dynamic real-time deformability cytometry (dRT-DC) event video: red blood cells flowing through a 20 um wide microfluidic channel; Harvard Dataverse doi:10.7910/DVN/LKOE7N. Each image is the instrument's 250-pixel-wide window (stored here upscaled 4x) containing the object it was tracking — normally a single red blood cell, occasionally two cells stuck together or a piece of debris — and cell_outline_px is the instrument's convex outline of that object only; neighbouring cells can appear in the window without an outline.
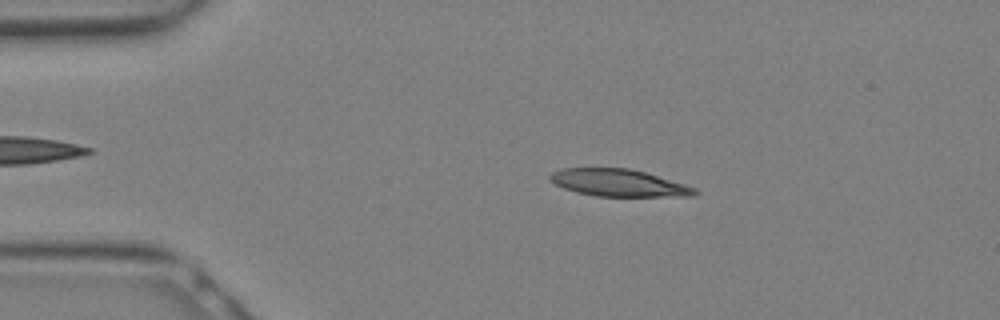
{"species": "Egyptian fruit bat (a non-hibernating species)", "species_latin": "Rousettus aegyptiacus", "temperature_condition": "warm", "stored_images_in_passage": 15, "camera_frame_rate_fps": 3000, "um_per_image_px": 0.085, "animal": {"sex": "female"}, "frame": {"image": 1, "passage_image": 5, "time_ms": 1.333, "image_size_px": [1000, 320], "cell_outline_px": [[700, 192], [696, 196], [596, 196], [576, 192], [564, 188], [556, 184], [548, 176], [552, 172], [560, 168], [628, 168], [644, 172], [684, 184], [696, 188]], "centroid_in_image_um": [52.59, 15.54], "position_along_channel_um": 32.4, "area_um2": 22.77}}
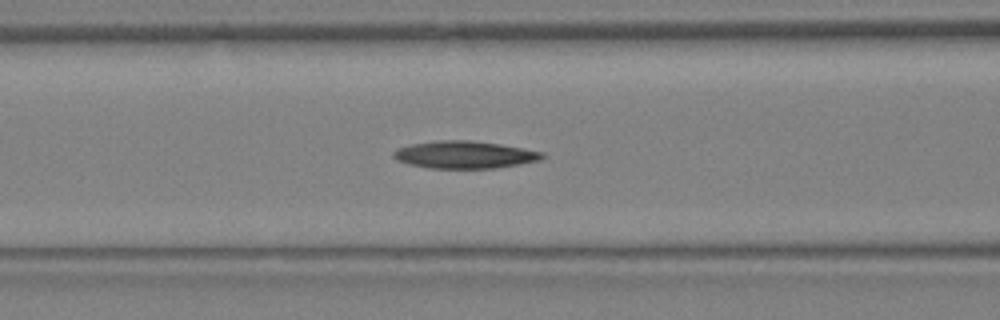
{"frame": {"image": 2, "passage_image": 11, "time_ms": 3.333, "image_size_px": [1000, 320], "cell_outline_px": [[544, 156], [540, 160], [496, 168], [428, 168], [396, 160], [392, 156], [392, 152], [396, 148], [412, 144], [440, 140], [468, 140], [500, 144], [544, 152]], "centroid_in_image_um": [39.47, 13.15], "position_along_channel_um": 127.1, "area_um2": 23.58}}
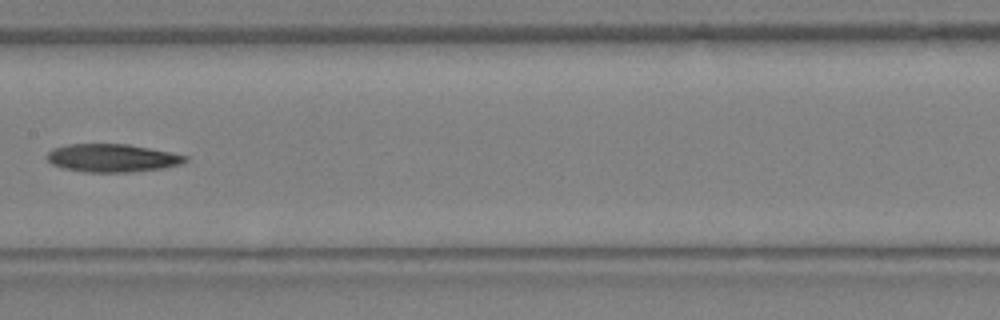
{"frame": {"image": 3, "passage_image": 14, "time_ms": 4.333, "image_size_px": [1000, 320], "cell_outline_px": [[188, 160], [180, 164], [164, 168], [128, 172], [88, 172], [64, 168], [52, 164], [48, 160], [48, 152], [52, 148], [68, 144], [128, 144], [188, 156]], "centroid_in_image_um": [9.53, 13.43], "position_along_channel_um": 197.9, "area_um2": 22.37}}